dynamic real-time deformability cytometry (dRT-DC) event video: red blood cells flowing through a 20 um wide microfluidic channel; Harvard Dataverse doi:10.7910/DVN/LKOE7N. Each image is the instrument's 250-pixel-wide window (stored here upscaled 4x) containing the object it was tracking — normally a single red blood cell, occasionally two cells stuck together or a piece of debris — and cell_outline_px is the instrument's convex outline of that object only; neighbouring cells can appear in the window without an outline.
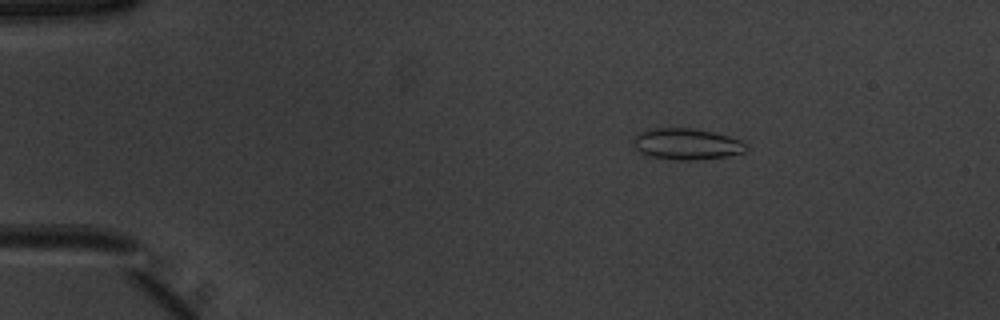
{"species": "common noctule bat (a hibernating species)", "species_latin": "Nyctalus noctula", "temperature_condition": "warm", "stored_images_in_passage": 51, "camera_frame_rate_fps": 3000, "um_per_image_px": 0.085, "animal": {"sex": "male", "body_mass_g": 20.1, "forearm_length_mm": 53.5}, "frame": {"image": 1, "passage_image": 8, "time_ms": 2.333, "image_size_px": [1000, 320], "cell_outline_px": [[748, 148], [744, 152], [724, 156], [696, 160], [672, 160], [644, 156], [636, 148], [632, 136], [636, 132], [656, 128], [692, 128], [712, 132], [728, 136], [740, 140], [748, 144]], "centroid_in_image_um": [58.31, 12.25], "position_along_channel_um": 26.7, "area_um2": 20.75}}
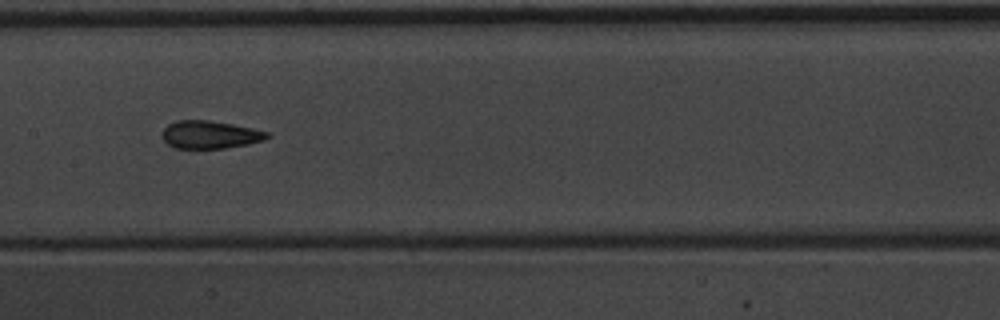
{"frame": {"image": 2, "passage_image": 26, "time_ms": 8.333, "image_size_px": [1000, 320], "cell_outline_px": [[268, 136], [264, 140], [248, 144], [224, 148], [176, 148], [168, 144], [164, 140], [164, 128], [168, 124], [176, 120], [208, 120], [232, 124], [252, 128], [268, 132]], "centroid_in_image_um": [17.85, 11.44], "position_along_channel_um": 189.6, "area_um2": 16.76}}
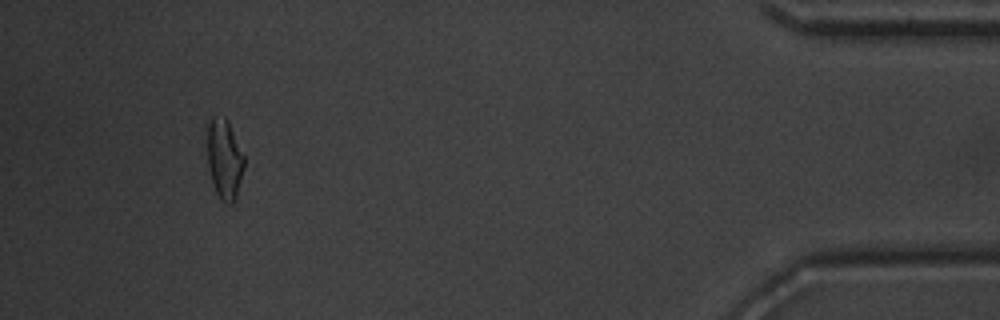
{"frame": {"image": 3, "passage_image": 48, "time_ms": 15.667, "image_size_px": [1000, 320], "cell_outline_px": [[244, 168], [236, 200], [232, 204], [228, 204], [220, 200], [216, 192], [212, 180], [208, 164], [204, 124], [212, 116], [224, 116], [228, 120], [244, 156]], "centroid_in_image_um": [19.04, 13.46], "position_along_channel_um": 416.2, "area_um2": 17.86}, "authors_computed_cell_mechanics": {"area_um2": 17.6868, "velocity_mm_per_s": 3.9295, "shape_relaxation_time_tau1_ms": 10.4782, "shape_relaxation_time_tau2_ms": 1.7083, "deformation_change_tau1": 0.2292, "deformation_change_tau2": 0.0955}}